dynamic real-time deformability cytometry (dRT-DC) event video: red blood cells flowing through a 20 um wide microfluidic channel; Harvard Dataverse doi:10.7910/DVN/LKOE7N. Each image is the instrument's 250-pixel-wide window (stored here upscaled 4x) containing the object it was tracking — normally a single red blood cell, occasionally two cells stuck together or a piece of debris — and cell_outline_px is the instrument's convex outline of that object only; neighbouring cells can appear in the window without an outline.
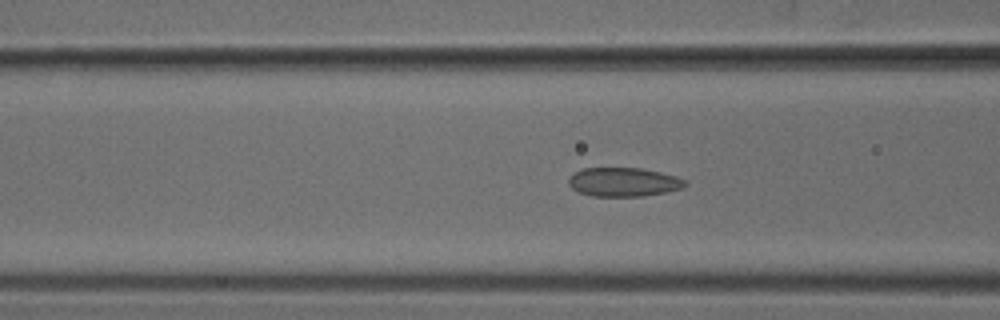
{"species": "common noctule bat (a hibernating species)", "species_latin": "Nyctalus noctula", "temperature_condition": "cold", "stored_images_in_passage": 53, "camera_frame_rate_fps": 3000, "um_per_image_px": 0.085, "animal": {"sex": "male", "body_mass_g": 18.8}, "frame": {"image": 1, "passage_image": 21, "time_ms": 6.667, "image_size_px": [1000, 320], "cell_outline_px": [[688, 184], [684, 188], [644, 196], [592, 196], [580, 192], [572, 188], [568, 184], [568, 176], [584, 168], [640, 168], [660, 172], [676, 176], [684, 180]], "centroid_in_image_um": [53.0, 15.47], "position_along_channel_um": 113.6, "area_um2": 19.59}}
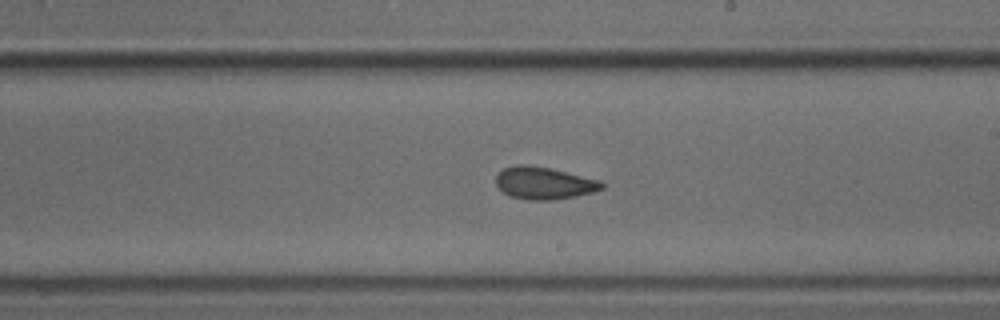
{"frame": {"image": 2, "passage_image": 31, "time_ms": 10.0, "image_size_px": [1000, 320], "cell_outline_px": [[604, 188], [592, 192], [576, 196], [552, 200], [528, 200], [512, 196], [504, 192], [496, 184], [496, 176], [504, 168], [516, 164], [528, 164], [548, 168], [600, 180], [604, 184]], "centroid_in_image_um": [46.24, 15.56], "position_along_channel_um": 242.8, "area_um2": 19.71}}
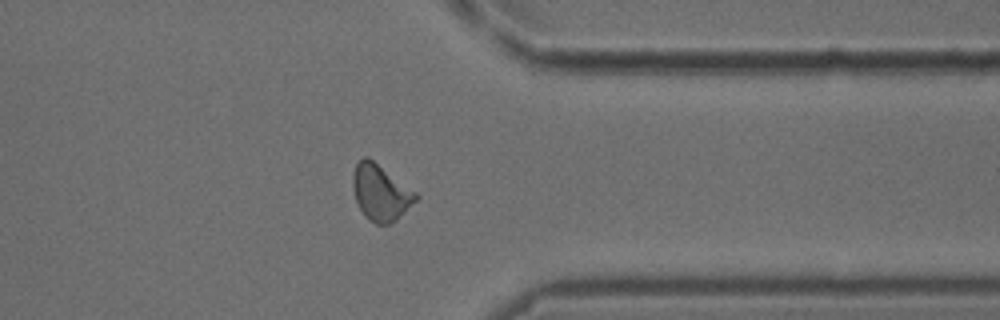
{"frame": {"image": 3, "passage_image": 42, "time_ms": 13.667, "image_size_px": [1000, 320], "cell_outline_px": [[420, 196], [396, 220], [388, 224], [376, 224], [368, 220], [360, 208], [356, 200], [352, 184], [352, 176], [356, 164], [364, 156], [368, 156], [416, 192]], "centroid_in_image_um": [32.34, 16.36], "position_along_channel_um": 379.1, "area_um2": 20.35}}